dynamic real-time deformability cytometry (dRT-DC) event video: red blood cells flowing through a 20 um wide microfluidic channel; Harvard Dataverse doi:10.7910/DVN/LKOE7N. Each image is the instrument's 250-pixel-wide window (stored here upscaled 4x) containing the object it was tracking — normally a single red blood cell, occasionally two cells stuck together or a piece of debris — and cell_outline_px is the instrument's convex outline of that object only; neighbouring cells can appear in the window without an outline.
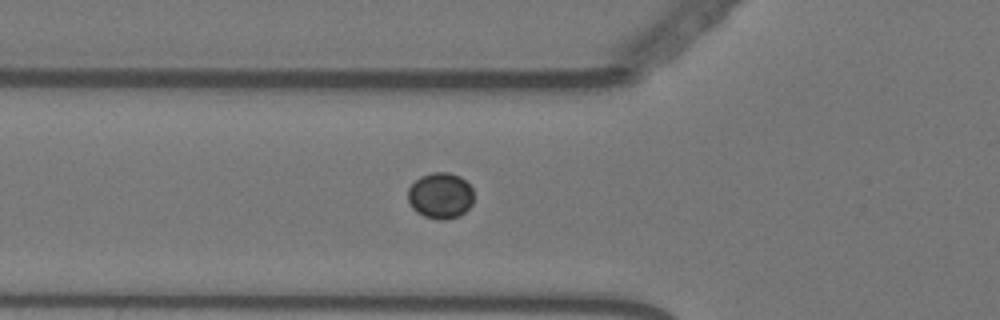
{"species": "Egyptian fruit bat (a non-hibernating species)", "species_latin": "Rousettus aegyptiacus", "temperature_condition": "warm", "stored_images_in_passage": 58, "segment_of_instrument_passage": [1, 2], "camera_frame_rate_fps": 3000, "um_per_image_px": 0.085, "animal": {"sex": "female"}, "frame": {"image": 1, "passage_image": 20, "time_ms": 6.333, "image_size_px": [1000, 320], "cell_outline_px": [[472, 204], [460, 216], [444, 220], [436, 220], [424, 216], [416, 212], [412, 208], [408, 200], [408, 188], [420, 176], [432, 172], [448, 172], [460, 176], [472, 188]], "centroid_in_image_um": [37.42, 16.63], "position_along_channel_um": 88.4, "area_um2": 17.74}}
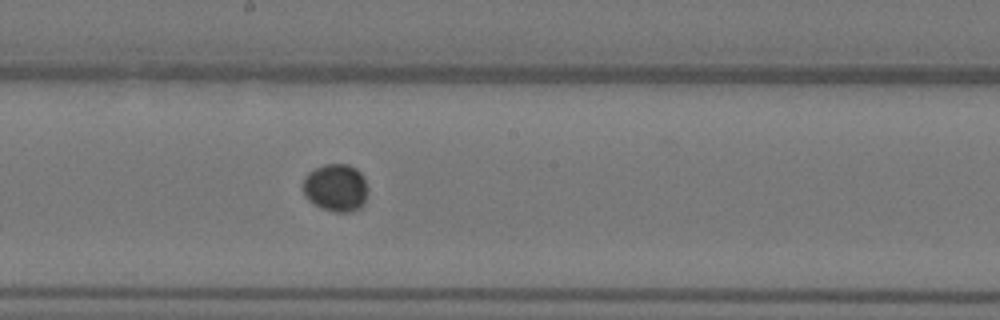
{"frame": {"image": 2, "passage_image": 31, "time_ms": 10.0, "image_size_px": [1000, 320], "cell_outline_px": [[364, 204], [360, 208], [352, 212], [332, 212], [320, 208], [308, 200], [304, 196], [304, 176], [308, 172], [324, 164], [348, 164], [356, 168], [364, 176]], "centroid_in_image_um": [28.5, 15.96], "position_along_channel_um": 219.7, "area_um2": 17.92}}
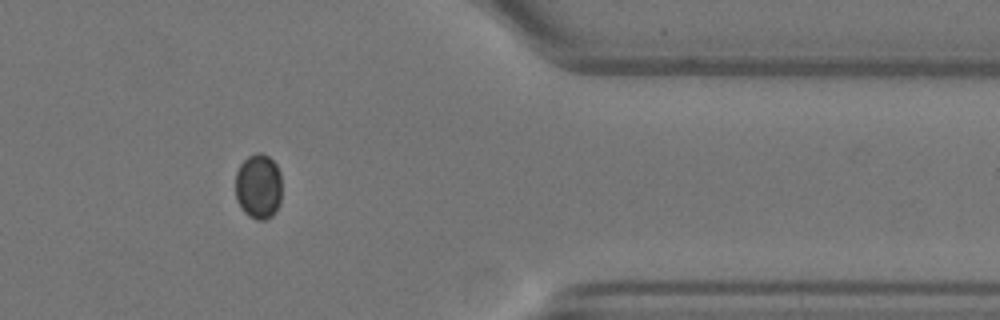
{"frame": {"image": 3, "passage_image": 47, "time_ms": 15.333, "image_size_px": [1000, 320], "cell_outline_px": [[280, 204], [272, 216], [264, 220], [256, 220], [248, 216], [244, 212], [236, 200], [236, 172], [240, 164], [248, 156], [256, 152], [260, 152], [268, 156], [276, 164], [280, 172]], "centroid_in_image_um": [21.96, 15.85], "position_along_channel_um": 389.4, "area_um2": 17.74}}